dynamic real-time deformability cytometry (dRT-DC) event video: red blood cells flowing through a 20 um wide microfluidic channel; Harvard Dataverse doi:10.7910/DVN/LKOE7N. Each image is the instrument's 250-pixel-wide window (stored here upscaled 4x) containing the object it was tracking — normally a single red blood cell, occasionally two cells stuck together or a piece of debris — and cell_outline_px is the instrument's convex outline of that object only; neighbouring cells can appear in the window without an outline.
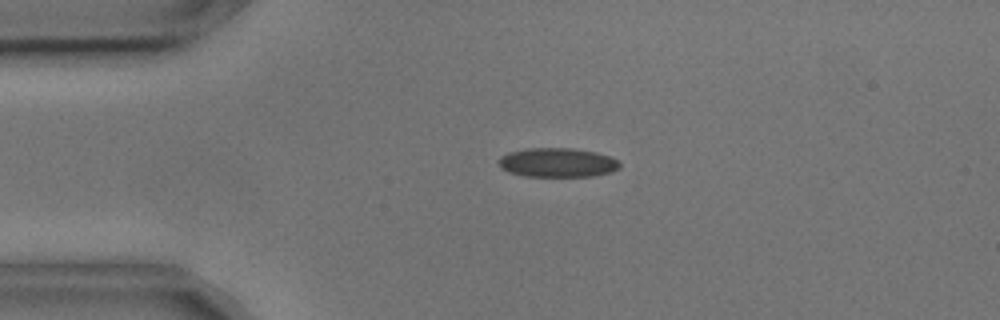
{"species": "common noctule bat (a hibernating species)", "species_latin": "Nyctalus noctula", "temperature_condition": "cold", "stored_images_in_passage": 4, "camera_frame_rate_fps": 3000, "um_per_image_px": 0.085, "animal": {"sex": "male", "body_mass_g": 17.9, "forearm_length_mm": 54.2}, "frame": {"image": 1, "passage_image": 3, "time_ms": 0.667, "image_size_px": [1000, 320], "cell_outline_px": [[620, 168], [612, 172], [592, 176], [524, 176], [508, 172], [500, 168], [500, 156], [508, 152], [528, 148], [572, 148], [596, 152], [612, 156], [620, 160]], "centroid_in_image_um": [47.42, 13.81], "position_along_channel_um": 37.6, "area_um2": 20.81}}